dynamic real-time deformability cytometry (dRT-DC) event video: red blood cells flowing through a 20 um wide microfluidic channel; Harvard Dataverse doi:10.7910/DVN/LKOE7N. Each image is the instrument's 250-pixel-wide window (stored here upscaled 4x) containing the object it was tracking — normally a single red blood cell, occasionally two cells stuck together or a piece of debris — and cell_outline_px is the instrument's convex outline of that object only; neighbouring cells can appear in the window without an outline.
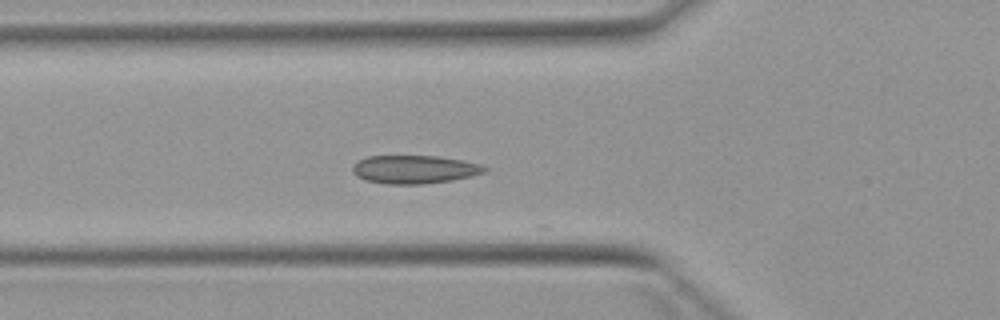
{"species": "Egyptian fruit bat (a non-hibernating species)", "species_latin": "Rousettus aegyptiacus", "temperature_condition": "warm", "stored_images_in_passage": 4, "camera_frame_rate_fps": 3000, "um_per_image_px": 0.085, "animal": {"sex": "female"}, "frame": {"image": 1, "passage_image": 4, "time_ms": 3.333, "image_size_px": [1000, 320], "cell_outline_px": [[488, 168], [484, 172], [472, 176], [452, 180], [424, 184], [388, 184], [364, 180], [356, 176], [352, 172], [352, 164], [368, 156], [440, 156], [464, 160], [480, 164]], "centroid_in_image_um": [35.22, 14.4], "position_along_channel_um": 90.6, "area_um2": 21.91}}